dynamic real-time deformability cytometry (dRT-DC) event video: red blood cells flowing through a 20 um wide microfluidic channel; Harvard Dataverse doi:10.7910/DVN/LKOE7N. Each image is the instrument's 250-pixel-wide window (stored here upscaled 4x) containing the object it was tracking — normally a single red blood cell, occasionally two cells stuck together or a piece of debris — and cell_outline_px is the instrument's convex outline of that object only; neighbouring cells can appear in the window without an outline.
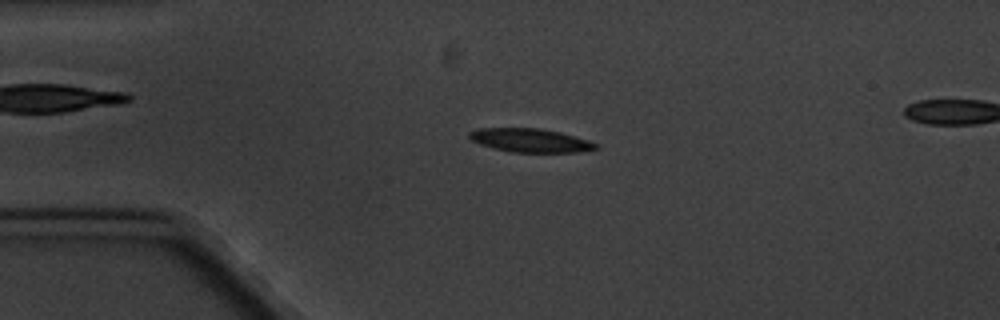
{"species": "common noctule bat (a hibernating species)", "species_latin": "Nyctalus noctula", "temperature_condition": "cold", "stored_images_in_passage": 4, "segment_of_instrument_passage": [1, 2], "camera_frame_rate_fps": 3000, "um_per_image_px": 0.085, "animal": {"sex": "male", "body_mass_g": 20.1, "forearm_length_mm": 53.5}, "frame": {"image": 1, "passage_image": 3, "time_ms": 2.333, "image_size_px": [1000, 320], "cell_outline_px": [[600, 148], [576, 152], [512, 152], [492, 148], [480, 144], [472, 140], [468, 136], [468, 132], [480, 128], [540, 128], [560, 132], [588, 140], [600, 144]], "centroid_in_image_um": [45.09, 11.93], "position_along_channel_um": 39.9, "area_um2": 17.46}}